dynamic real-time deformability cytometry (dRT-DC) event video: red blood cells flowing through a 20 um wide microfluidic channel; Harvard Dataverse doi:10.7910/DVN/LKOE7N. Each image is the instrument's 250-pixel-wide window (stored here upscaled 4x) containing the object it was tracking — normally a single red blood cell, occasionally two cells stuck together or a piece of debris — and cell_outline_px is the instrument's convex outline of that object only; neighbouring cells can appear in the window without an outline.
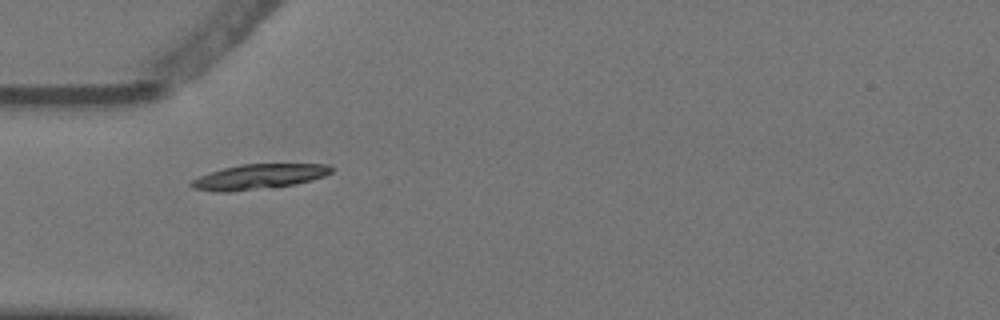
{"species": "Egyptian fruit bat (a non-hibernating species)", "species_latin": "Rousettus aegyptiacus", "temperature_condition": "warm", "stored_images_in_passage": 6, "camera_frame_rate_fps": 3000, "um_per_image_px": 0.085, "animal": {"sex": "female"}, "frame": {"image": 1, "passage_image": 5, "time_ms": 1.333, "image_size_px": [1000, 320], "cell_outline_px": [[336, 168], [332, 172], [324, 176], [312, 180], [296, 184], [228, 192], [216, 192], [192, 188], [188, 184], [192, 180], [200, 176], [224, 168], [240, 164], [328, 164]], "centroid_in_image_um": [22.03, 15.01], "position_along_channel_um": 63.0, "area_um2": 20.35}}
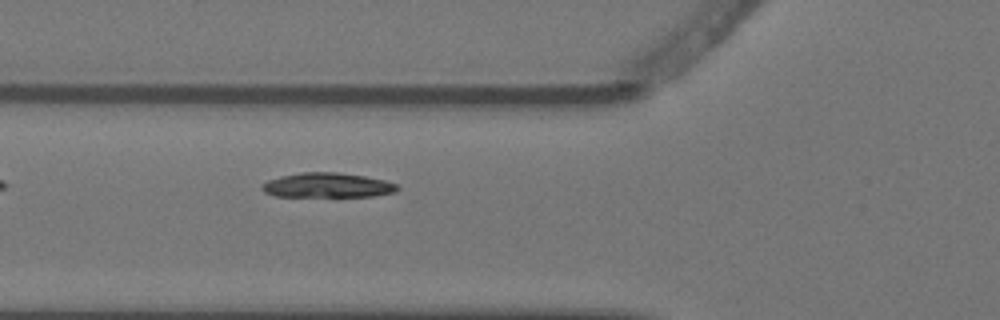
{"frame": {"image": 2, "passage_image": 6, "time_ms": 1.667, "image_size_px": [1000, 320], "cell_outline_px": [[400, 188], [396, 192], [372, 196], [276, 196], [264, 192], [260, 188], [260, 184], [268, 180], [280, 176], [300, 172], [336, 172], [364, 176], [384, 180], [396, 184]], "centroid_in_image_um": [27.8, 15.74], "position_along_channel_um": 98.0, "area_um2": 19.48}}